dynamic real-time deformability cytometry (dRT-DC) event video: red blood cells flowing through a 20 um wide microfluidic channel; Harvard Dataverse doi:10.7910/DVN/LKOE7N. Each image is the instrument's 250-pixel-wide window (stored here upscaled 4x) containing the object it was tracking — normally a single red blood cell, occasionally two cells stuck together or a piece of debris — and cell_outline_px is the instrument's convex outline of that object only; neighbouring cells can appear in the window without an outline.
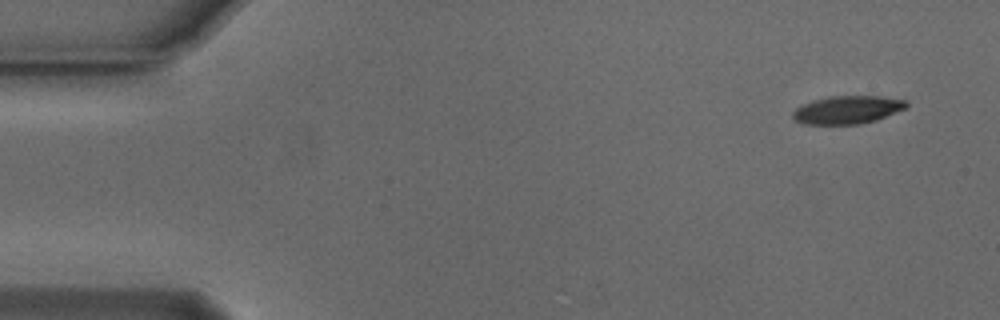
{"species": "Egyptian fruit bat (a non-hibernating species)", "species_latin": "Rousettus aegyptiacus", "temperature_condition": "cold", "stored_images_in_passage": 52, "camera_frame_rate_fps": 3000, "um_per_image_px": 0.085, "animal": {"sex": "male"}, "frame": {"image": 1, "passage_image": 1, "time_ms": 0.0, "image_size_px": [1000, 320], "cell_outline_px": [[908, 104], [904, 108], [876, 120], [860, 124], [800, 124], [792, 116], [792, 112], [796, 108], [812, 100], [828, 96], [880, 96], [904, 100]], "centroid_in_image_um": [71.98, 9.33], "position_along_channel_um": 13.0, "area_um2": 18.38}}
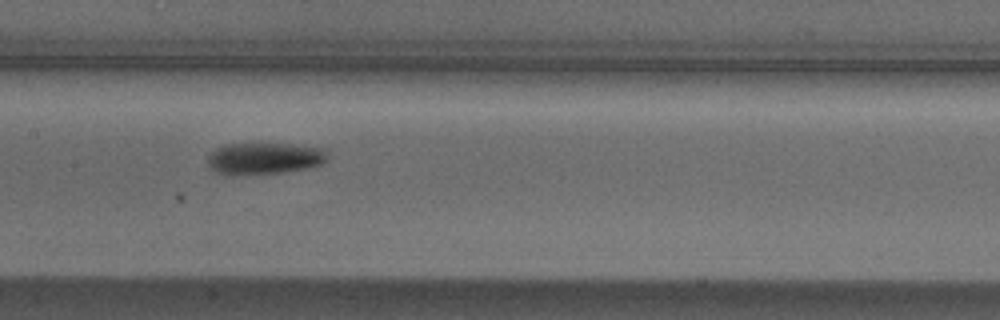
{"frame": {"image": 2, "passage_image": 24, "time_ms": 7.667, "image_size_px": [1000, 320], "cell_outline_px": [[328, 160], [320, 164], [304, 168], [280, 172], [232, 176], [216, 172], [208, 164], [208, 156], [216, 148], [228, 144], [288, 144], [328, 148]], "centroid_in_image_um": [22.49, 13.46], "position_along_channel_um": 184.9, "area_um2": 22.14}}
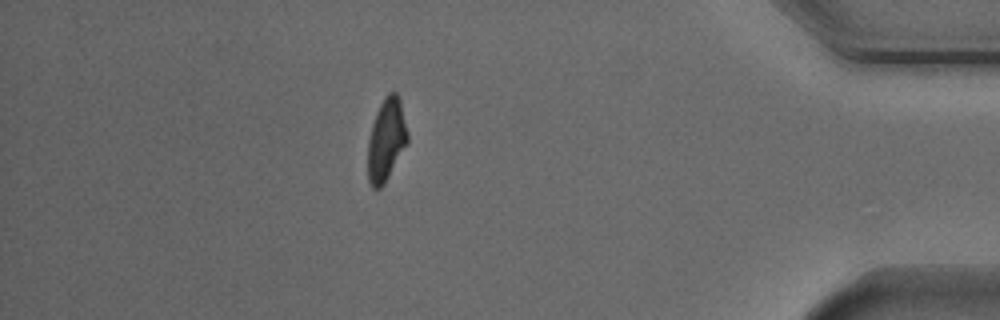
{"frame": {"image": 3, "passage_image": 45, "time_ms": 14.667, "image_size_px": [1000, 320], "cell_outline_px": [[408, 144], [384, 184], [380, 188], [372, 188], [368, 180], [368, 140], [372, 124], [376, 112], [384, 96], [388, 92], [396, 92], [400, 96], [408, 132]], "centroid_in_image_um": [32.85, 11.86], "position_along_channel_um": 402.3, "area_um2": 19.42}, "authors_computed_cell_mechanics": {"area_um2": 20.0855, "velocity_mm_per_s": 3.7591, "shape_relaxation_time_tau1_ms": 2.8087, "shape_relaxation_time_tau2_ms": null, "deformation_change_tau1": 0.1425, "deformation_change_tau2": null}}